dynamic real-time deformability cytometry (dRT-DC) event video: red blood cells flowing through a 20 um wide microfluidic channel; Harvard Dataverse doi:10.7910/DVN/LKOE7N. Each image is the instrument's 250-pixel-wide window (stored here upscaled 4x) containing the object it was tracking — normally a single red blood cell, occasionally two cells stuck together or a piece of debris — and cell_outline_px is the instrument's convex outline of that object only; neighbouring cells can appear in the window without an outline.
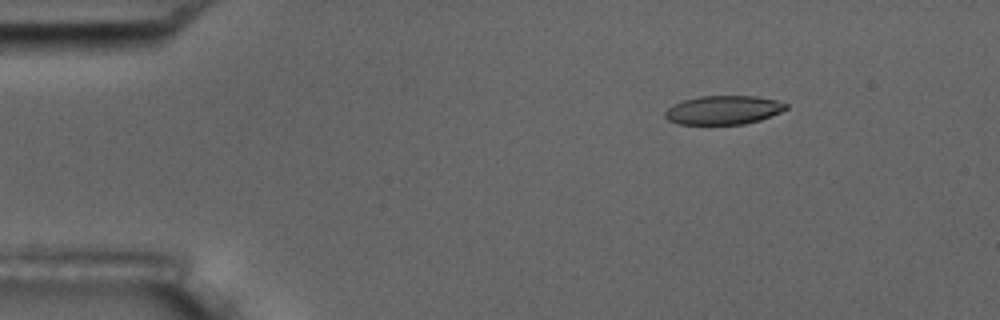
{"species": "common noctule bat (a hibernating species)", "species_latin": "Nyctalus noctula", "temperature_condition": "room temperature", "stored_images_in_passage": 6, "camera_frame_rate_fps": 3000, "um_per_image_px": 0.085, "animal": {"sex": "male", "body_mass_g": 17.5, "forearm_length_mm": 52.3}, "frame": {"image": 1, "passage_image": 3, "time_ms": 2.333, "image_size_px": [1000, 320], "cell_outline_px": [[788, 108], [780, 112], [760, 120], [744, 124], [680, 124], [668, 120], [664, 116], [664, 112], [668, 108], [684, 100], [700, 96], [756, 96], [776, 100], [788, 104]], "centroid_in_image_um": [61.51, 9.35], "position_along_channel_um": 23.5, "area_um2": 20.17}}
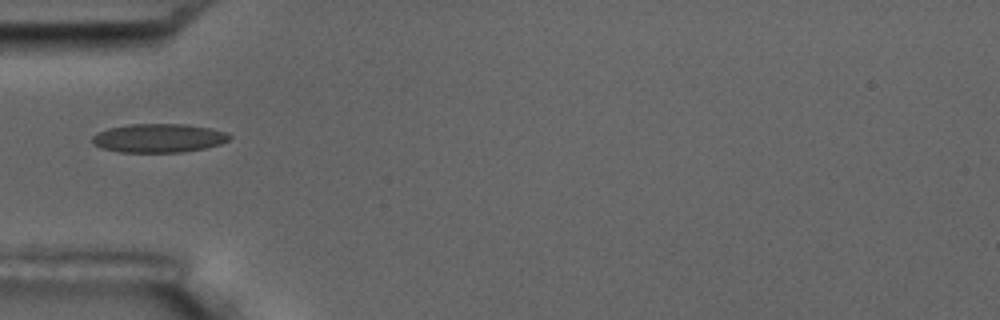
{"frame": {"image": 2, "passage_image": 6, "time_ms": 5.667, "image_size_px": [1000, 320], "cell_outline_px": [[232, 136], [228, 140], [220, 144], [204, 148], [180, 152], [120, 152], [100, 148], [92, 144], [92, 136], [96, 132], [108, 128], [128, 124], [184, 124], [212, 128], [228, 132]], "centroid_in_image_um": [13.46, 11.73], "position_along_channel_um": 71.5, "area_um2": 23.18}}